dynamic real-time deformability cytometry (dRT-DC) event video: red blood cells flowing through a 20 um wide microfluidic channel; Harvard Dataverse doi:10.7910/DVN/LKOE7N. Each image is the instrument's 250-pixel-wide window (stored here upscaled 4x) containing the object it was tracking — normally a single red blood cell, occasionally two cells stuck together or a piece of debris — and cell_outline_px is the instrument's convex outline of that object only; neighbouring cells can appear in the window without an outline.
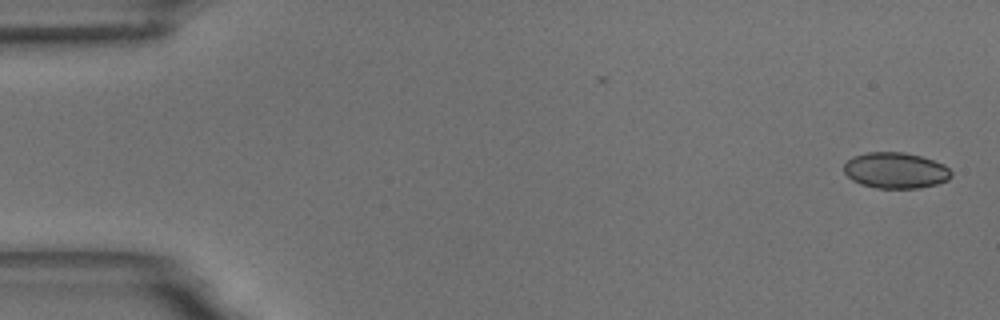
{"species": "common noctule bat (a hibernating species)", "species_latin": "Nyctalus noctula", "temperature_condition": "room temperature", "stored_images_in_passage": 55, "camera_frame_rate_fps": 3000, "um_per_image_px": 0.085, "animal": {"sex": "male", "body_mass_g": 18.8}, "frame": {"image": 1, "passage_image": 1, "time_ms": 0.0, "image_size_px": [1000, 320], "cell_outline_px": [[952, 176], [948, 180], [936, 184], [920, 188], [876, 188], [860, 184], [852, 180], [844, 172], [844, 164], [852, 156], [868, 152], [904, 152], [920, 156], [944, 164], [952, 172]], "centroid_in_image_um": [76.12, 14.49], "position_along_channel_um": 8.9, "area_um2": 22.54}}
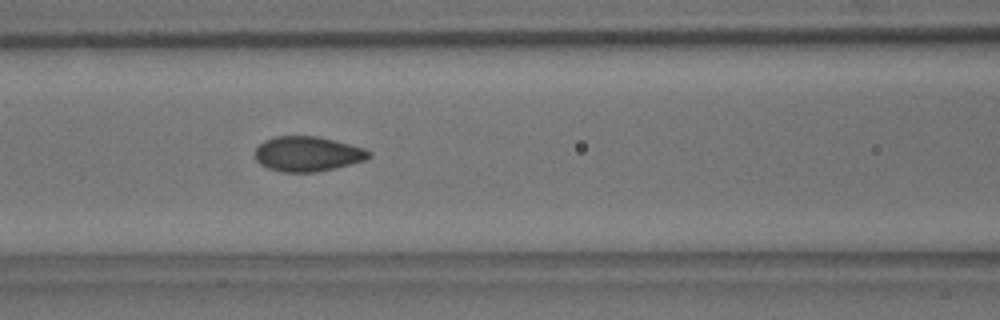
{"frame": {"image": 2, "passage_image": 23, "time_ms": 7.333, "image_size_px": [1000, 320], "cell_outline_px": [[372, 156], [364, 160], [316, 172], [284, 172], [268, 168], [260, 164], [256, 160], [256, 148], [264, 140], [276, 136], [316, 136], [364, 148], [372, 152]], "centroid_in_image_um": [26.12, 13.08], "position_along_channel_um": 140.5, "area_um2": 22.89}}
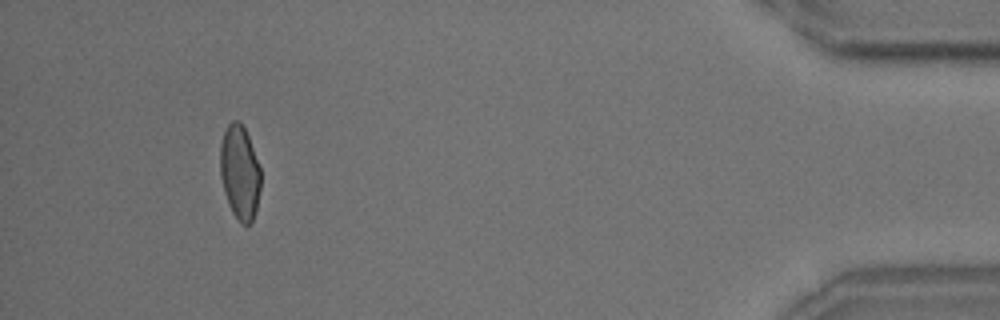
{"frame": {"image": 3, "passage_image": 51, "time_ms": 16.667, "image_size_px": [1000, 320], "cell_outline_px": [[260, 188], [256, 212], [252, 220], [248, 224], [240, 224], [232, 212], [228, 204], [224, 192], [220, 176], [220, 144], [224, 132], [228, 124], [232, 120], [240, 120], [248, 136], [260, 168]], "centroid_in_image_um": [20.37, 14.66], "position_along_channel_um": 414.8, "area_um2": 22.31}, "authors_computed_cell_mechanics": {"area_um2": 22.8888, "velocity_mm_per_s": 3.6372, "shape_relaxation_time_tau1_ms": 5.9746, "shape_relaxation_time_tau2_ms": null, "deformation_change_tau1": 0.1189, "deformation_change_tau2": null}}